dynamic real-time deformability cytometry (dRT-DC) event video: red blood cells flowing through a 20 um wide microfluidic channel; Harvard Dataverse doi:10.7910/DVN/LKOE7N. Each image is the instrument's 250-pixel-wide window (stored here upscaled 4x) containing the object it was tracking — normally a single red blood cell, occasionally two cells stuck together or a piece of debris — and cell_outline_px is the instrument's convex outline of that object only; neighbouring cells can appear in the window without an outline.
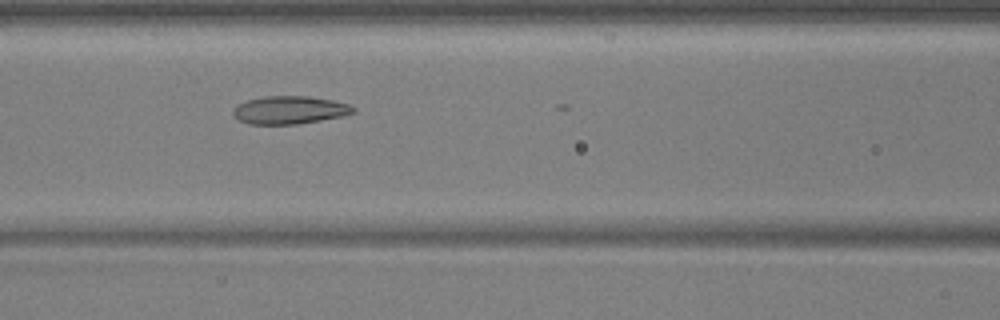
{"species": "common noctule bat (a hibernating species)", "species_latin": "Nyctalus noctula", "temperature_condition": "warm", "stored_images_in_passage": 15, "camera_frame_rate_fps": 3000, "um_per_image_px": 0.085, "animal": {"sex": "male", "body_mass_g": 17.9, "forearm_length_mm": 54.2}, "frame": {"image": 1, "passage_image": 12, "time_ms": 3.667, "image_size_px": [1000, 320], "cell_outline_px": [[356, 112], [340, 116], [320, 120], [296, 124], [248, 124], [240, 120], [232, 112], [236, 104], [248, 100], [264, 96], [308, 96], [332, 100], [348, 104], [356, 108]], "centroid_in_image_um": [24.61, 9.34], "position_along_channel_um": 142.0, "area_um2": 19.42}}